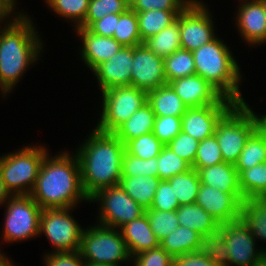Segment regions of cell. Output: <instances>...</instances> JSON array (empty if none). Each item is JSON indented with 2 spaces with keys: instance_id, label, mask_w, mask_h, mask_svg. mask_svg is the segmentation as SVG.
Here are the masks:
<instances>
[{
  "instance_id": "cell-53",
  "label": "cell",
  "mask_w": 266,
  "mask_h": 266,
  "mask_svg": "<svg viewBox=\"0 0 266 266\" xmlns=\"http://www.w3.org/2000/svg\"><path fill=\"white\" fill-rule=\"evenodd\" d=\"M1 252V251H0ZM7 259V257L4 256L3 253H0V266H14L12 262Z\"/></svg>"
},
{
  "instance_id": "cell-10",
  "label": "cell",
  "mask_w": 266,
  "mask_h": 266,
  "mask_svg": "<svg viewBox=\"0 0 266 266\" xmlns=\"http://www.w3.org/2000/svg\"><path fill=\"white\" fill-rule=\"evenodd\" d=\"M72 208L42 209L39 221V234L46 235L54 252H74L80 250L82 228L70 216Z\"/></svg>"
},
{
  "instance_id": "cell-39",
  "label": "cell",
  "mask_w": 266,
  "mask_h": 266,
  "mask_svg": "<svg viewBox=\"0 0 266 266\" xmlns=\"http://www.w3.org/2000/svg\"><path fill=\"white\" fill-rule=\"evenodd\" d=\"M163 146L164 144L155 137L153 132H150L129 140L125 144V150L135 157L151 159L159 156Z\"/></svg>"
},
{
  "instance_id": "cell-51",
  "label": "cell",
  "mask_w": 266,
  "mask_h": 266,
  "mask_svg": "<svg viewBox=\"0 0 266 266\" xmlns=\"http://www.w3.org/2000/svg\"><path fill=\"white\" fill-rule=\"evenodd\" d=\"M15 7V0H0V22L9 17ZM2 20V21H1Z\"/></svg>"
},
{
  "instance_id": "cell-1",
  "label": "cell",
  "mask_w": 266,
  "mask_h": 266,
  "mask_svg": "<svg viewBox=\"0 0 266 266\" xmlns=\"http://www.w3.org/2000/svg\"><path fill=\"white\" fill-rule=\"evenodd\" d=\"M85 141L75 155L82 188L90 198L98 190L120 184L125 144L114 133L96 128Z\"/></svg>"
},
{
  "instance_id": "cell-42",
  "label": "cell",
  "mask_w": 266,
  "mask_h": 266,
  "mask_svg": "<svg viewBox=\"0 0 266 266\" xmlns=\"http://www.w3.org/2000/svg\"><path fill=\"white\" fill-rule=\"evenodd\" d=\"M157 157L141 159L129 154L126 150L122 157V176L158 177Z\"/></svg>"
},
{
  "instance_id": "cell-12",
  "label": "cell",
  "mask_w": 266,
  "mask_h": 266,
  "mask_svg": "<svg viewBox=\"0 0 266 266\" xmlns=\"http://www.w3.org/2000/svg\"><path fill=\"white\" fill-rule=\"evenodd\" d=\"M89 201H98L101 204L99 224L116 229L141 217L146 210L136 203L120 184L98 190Z\"/></svg>"
},
{
  "instance_id": "cell-45",
  "label": "cell",
  "mask_w": 266,
  "mask_h": 266,
  "mask_svg": "<svg viewBox=\"0 0 266 266\" xmlns=\"http://www.w3.org/2000/svg\"><path fill=\"white\" fill-rule=\"evenodd\" d=\"M181 117L156 116L153 127V134L164 145H167L181 132Z\"/></svg>"
},
{
  "instance_id": "cell-3",
  "label": "cell",
  "mask_w": 266,
  "mask_h": 266,
  "mask_svg": "<svg viewBox=\"0 0 266 266\" xmlns=\"http://www.w3.org/2000/svg\"><path fill=\"white\" fill-rule=\"evenodd\" d=\"M12 21L0 30V86L5 95L17 84L29 64L38 60L42 50L38 32L26 14L19 13Z\"/></svg>"
},
{
  "instance_id": "cell-49",
  "label": "cell",
  "mask_w": 266,
  "mask_h": 266,
  "mask_svg": "<svg viewBox=\"0 0 266 266\" xmlns=\"http://www.w3.org/2000/svg\"><path fill=\"white\" fill-rule=\"evenodd\" d=\"M45 258L46 266H85V261H83L79 250L74 252H52L46 255Z\"/></svg>"
},
{
  "instance_id": "cell-41",
  "label": "cell",
  "mask_w": 266,
  "mask_h": 266,
  "mask_svg": "<svg viewBox=\"0 0 266 266\" xmlns=\"http://www.w3.org/2000/svg\"><path fill=\"white\" fill-rule=\"evenodd\" d=\"M224 162L219 143L215 135L200 141L197 154L191 168L198 171L201 168L210 167Z\"/></svg>"
},
{
  "instance_id": "cell-52",
  "label": "cell",
  "mask_w": 266,
  "mask_h": 266,
  "mask_svg": "<svg viewBox=\"0 0 266 266\" xmlns=\"http://www.w3.org/2000/svg\"><path fill=\"white\" fill-rule=\"evenodd\" d=\"M12 195L10 192L6 189L5 184L2 180L1 174H0V204L7 202V200L11 197Z\"/></svg>"
},
{
  "instance_id": "cell-47",
  "label": "cell",
  "mask_w": 266,
  "mask_h": 266,
  "mask_svg": "<svg viewBox=\"0 0 266 266\" xmlns=\"http://www.w3.org/2000/svg\"><path fill=\"white\" fill-rule=\"evenodd\" d=\"M180 207L168 180H160L152 206L149 209L161 211H176Z\"/></svg>"
},
{
  "instance_id": "cell-29",
  "label": "cell",
  "mask_w": 266,
  "mask_h": 266,
  "mask_svg": "<svg viewBox=\"0 0 266 266\" xmlns=\"http://www.w3.org/2000/svg\"><path fill=\"white\" fill-rule=\"evenodd\" d=\"M183 10H150L136 12L142 42L169 27Z\"/></svg>"
},
{
  "instance_id": "cell-50",
  "label": "cell",
  "mask_w": 266,
  "mask_h": 266,
  "mask_svg": "<svg viewBox=\"0 0 266 266\" xmlns=\"http://www.w3.org/2000/svg\"><path fill=\"white\" fill-rule=\"evenodd\" d=\"M118 21L119 14H108L94 21L87 29L98 36L113 37Z\"/></svg>"
},
{
  "instance_id": "cell-13",
  "label": "cell",
  "mask_w": 266,
  "mask_h": 266,
  "mask_svg": "<svg viewBox=\"0 0 266 266\" xmlns=\"http://www.w3.org/2000/svg\"><path fill=\"white\" fill-rule=\"evenodd\" d=\"M207 10L204 5H188L179 14L181 49L193 51L216 37L212 17Z\"/></svg>"
},
{
  "instance_id": "cell-31",
  "label": "cell",
  "mask_w": 266,
  "mask_h": 266,
  "mask_svg": "<svg viewBox=\"0 0 266 266\" xmlns=\"http://www.w3.org/2000/svg\"><path fill=\"white\" fill-rule=\"evenodd\" d=\"M143 44L163 59L181 49L179 15L174 23L145 40Z\"/></svg>"
},
{
  "instance_id": "cell-18",
  "label": "cell",
  "mask_w": 266,
  "mask_h": 266,
  "mask_svg": "<svg viewBox=\"0 0 266 266\" xmlns=\"http://www.w3.org/2000/svg\"><path fill=\"white\" fill-rule=\"evenodd\" d=\"M233 105L188 108L181 117V131L202 141L214 134L217 122Z\"/></svg>"
},
{
  "instance_id": "cell-48",
  "label": "cell",
  "mask_w": 266,
  "mask_h": 266,
  "mask_svg": "<svg viewBox=\"0 0 266 266\" xmlns=\"http://www.w3.org/2000/svg\"><path fill=\"white\" fill-rule=\"evenodd\" d=\"M135 266H173L174 258L161 246L143 251L132 257Z\"/></svg>"
},
{
  "instance_id": "cell-55",
  "label": "cell",
  "mask_w": 266,
  "mask_h": 266,
  "mask_svg": "<svg viewBox=\"0 0 266 266\" xmlns=\"http://www.w3.org/2000/svg\"><path fill=\"white\" fill-rule=\"evenodd\" d=\"M263 2V7H264V10H265V14H266V0H261Z\"/></svg>"
},
{
  "instance_id": "cell-40",
  "label": "cell",
  "mask_w": 266,
  "mask_h": 266,
  "mask_svg": "<svg viewBox=\"0 0 266 266\" xmlns=\"http://www.w3.org/2000/svg\"><path fill=\"white\" fill-rule=\"evenodd\" d=\"M90 0H48L47 4L56 14L71 19L78 28L85 20Z\"/></svg>"
},
{
  "instance_id": "cell-2",
  "label": "cell",
  "mask_w": 266,
  "mask_h": 266,
  "mask_svg": "<svg viewBox=\"0 0 266 266\" xmlns=\"http://www.w3.org/2000/svg\"><path fill=\"white\" fill-rule=\"evenodd\" d=\"M30 196L42 208H73L77 202L89 201L85 194L77 156L63 152L53 158L46 154Z\"/></svg>"
},
{
  "instance_id": "cell-19",
  "label": "cell",
  "mask_w": 266,
  "mask_h": 266,
  "mask_svg": "<svg viewBox=\"0 0 266 266\" xmlns=\"http://www.w3.org/2000/svg\"><path fill=\"white\" fill-rule=\"evenodd\" d=\"M237 17L238 30L249 44L266 42V14L261 0L242 2Z\"/></svg>"
},
{
  "instance_id": "cell-26",
  "label": "cell",
  "mask_w": 266,
  "mask_h": 266,
  "mask_svg": "<svg viewBox=\"0 0 266 266\" xmlns=\"http://www.w3.org/2000/svg\"><path fill=\"white\" fill-rule=\"evenodd\" d=\"M155 117L151 105L147 102L113 133L126 144L131 139L153 132Z\"/></svg>"
},
{
  "instance_id": "cell-33",
  "label": "cell",
  "mask_w": 266,
  "mask_h": 266,
  "mask_svg": "<svg viewBox=\"0 0 266 266\" xmlns=\"http://www.w3.org/2000/svg\"><path fill=\"white\" fill-rule=\"evenodd\" d=\"M180 206L195 203L201 185L198 172L191 168L168 179Z\"/></svg>"
},
{
  "instance_id": "cell-8",
  "label": "cell",
  "mask_w": 266,
  "mask_h": 266,
  "mask_svg": "<svg viewBox=\"0 0 266 266\" xmlns=\"http://www.w3.org/2000/svg\"><path fill=\"white\" fill-rule=\"evenodd\" d=\"M79 251L85 263L120 266L132 258L119 229L101 224L82 230Z\"/></svg>"
},
{
  "instance_id": "cell-11",
  "label": "cell",
  "mask_w": 266,
  "mask_h": 266,
  "mask_svg": "<svg viewBox=\"0 0 266 266\" xmlns=\"http://www.w3.org/2000/svg\"><path fill=\"white\" fill-rule=\"evenodd\" d=\"M3 239L20 241L39 234L42 208L30 195H12L8 199Z\"/></svg>"
},
{
  "instance_id": "cell-43",
  "label": "cell",
  "mask_w": 266,
  "mask_h": 266,
  "mask_svg": "<svg viewBox=\"0 0 266 266\" xmlns=\"http://www.w3.org/2000/svg\"><path fill=\"white\" fill-rule=\"evenodd\" d=\"M173 266H222L213 244L205 249L174 257Z\"/></svg>"
},
{
  "instance_id": "cell-28",
  "label": "cell",
  "mask_w": 266,
  "mask_h": 266,
  "mask_svg": "<svg viewBox=\"0 0 266 266\" xmlns=\"http://www.w3.org/2000/svg\"><path fill=\"white\" fill-rule=\"evenodd\" d=\"M261 163H266V123H262L247 139L234 166L237 170H244Z\"/></svg>"
},
{
  "instance_id": "cell-37",
  "label": "cell",
  "mask_w": 266,
  "mask_h": 266,
  "mask_svg": "<svg viewBox=\"0 0 266 266\" xmlns=\"http://www.w3.org/2000/svg\"><path fill=\"white\" fill-rule=\"evenodd\" d=\"M158 178L160 180H168L177 174H182L191 169V166L169 149L163 146L159 156L157 157Z\"/></svg>"
},
{
  "instance_id": "cell-34",
  "label": "cell",
  "mask_w": 266,
  "mask_h": 266,
  "mask_svg": "<svg viewBox=\"0 0 266 266\" xmlns=\"http://www.w3.org/2000/svg\"><path fill=\"white\" fill-rule=\"evenodd\" d=\"M113 38L122 46L135 47L143 44L136 11L129 8L126 12L119 14Z\"/></svg>"
},
{
  "instance_id": "cell-23",
  "label": "cell",
  "mask_w": 266,
  "mask_h": 266,
  "mask_svg": "<svg viewBox=\"0 0 266 266\" xmlns=\"http://www.w3.org/2000/svg\"><path fill=\"white\" fill-rule=\"evenodd\" d=\"M209 245L210 243L198 232L183 226H178L160 242V246L173 258L201 251Z\"/></svg>"
},
{
  "instance_id": "cell-54",
  "label": "cell",
  "mask_w": 266,
  "mask_h": 266,
  "mask_svg": "<svg viewBox=\"0 0 266 266\" xmlns=\"http://www.w3.org/2000/svg\"><path fill=\"white\" fill-rule=\"evenodd\" d=\"M85 266H112V265L85 263Z\"/></svg>"
},
{
  "instance_id": "cell-36",
  "label": "cell",
  "mask_w": 266,
  "mask_h": 266,
  "mask_svg": "<svg viewBox=\"0 0 266 266\" xmlns=\"http://www.w3.org/2000/svg\"><path fill=\"white\" fill-rule=\"evenodd\" d=\"M129 8L130 0H90L86 18L79 27L88 28L108 14H122Z\"/></svg>"
},
{
  "instance_id": "cell-7",
  "label": "cell",
  "mask_w": 266,
  "mask_h": 266,
  "mask_svg": "<svg viewBox=\"0 0 266 266\" xmlns=\"http://www.w3.org/2000/svg\"><path fill=\"white\" fill-rule=\"evenodd\" d=\"M46 154L42 146H26L0 157V174L11 195H30Z\"/></svg>"
},
{
  "instance_id": "cell-32",
  "label": "cell",
  "mask_w": 266,
  "mask_h": 266,
  "mask_svg": "<svg viewBox=\"0 0 266 266\" xmlns=\"http://www.w3.org/2000/svg\"><path fill=\"white\" fill-rule=\"evenodd\" d=\"M241 218L256 239L266 240V198H250L242 203Z\"/></svg>"
},
{
  "instance_id": "cell-56",
  "label": "cell",
  "mask_w": 266,
  "mask_h": 266,
  "mask_svg": "<svg viewBox=\"0 0 266 266\" xmlns=\"http://www.w3.org/2000/svg\"><path fill=\"white\" fill-rule=\"evenodd\" d=\"M256 266H266V259L262 263H260V264H258Z\"/></svg>"
},
{
  "instance_id": "cell-4",
  "label": "cell",
  "mask_w": 266,
  "mask_h": 266,
  "mask_svg": "<svg viewBox=\"0 0 266 266\" xmlns=\"http://www.w3.org/2000/svg\"><path fill=\"white\" fill-rule=\"evenodd\" d=\"M195 74L215 87L234 103H245L239 90L240 69L227 45L215 37L209 43L192 51Z\"/></svg>"
},
{
  "instance_id": "cell-27",
  "label": "cell",
  "mask_w": 266,
  "mask_h": 266,
  "mask_svg": "<svg viewBox=\"0 0 266 266\" xmlns=\"http://www.w3.org/2000/svg\"><path fill=\"white\" fill-rule=\"evenodd\" d=\"M160 179L154 176H122L120 186L144 209H149Z\"/></svg>"
},
{
  "instance_id": "cell-44",
  "label": "cell",
  "mask_w": 266,
  "mask_h": 266,
  "mask_svg": "<svg viewBox=\"0 0 266 266\" xmlns=\"http://www.w3.org/2000/svg\"><path fill=\"white\" fill-rule=\"evenodd\" d=\"M188 5L203 6L197 0H130V8L136 12L158 10H184Z\"/></svg>"
},
{
  "instance_id": "cell-20",
  "label": "cell",
  "mask_w": 266,
  "mask_h": 266,
  "mask_svg": "<svg viewBox=\"0 0 266 266\" xmlns=\"http://www.w3.org/2000/svg\"><path fill=\"white\" fill-rule=\"evenodd\" d=\"M76 29L83 40L82 59L91 71L102 62L109 60L123 47L113 37L98 36L87 28L78 27Z\"/></svg>"
},
{
  "instance_id": "cell-17",
  "label": "cell",
  "mask_w": 266,
  "mask_h": 266,
  "mask_svg": "<svg viewBox=\"0 0 266 266\" xmlns=\"http://www.w3.org/2000/svg\"><path fill=\"white\" fill-rule=\"evenodd\" d=\"M132 63L133 47L123 46L113 57L98 65L92 72L97 76L101 91L131 86Z\"/></svg>"
},
{
  "instance_id": "cell-38",
  "label": "cell",
  "mask_w": 266,
  "mask_h": 266,
  "mask_svg": "<svg viewBox=\"0 0 266 266\" xmlns=\"http://www.w3.org/2000/svg\"><path fill=\"white\" fill-rule=\"evenodd\" d=\"M145 213L148 217L150 228L160 242L180 226L176 211L146 209Z\"/></svg>"
},
{
  "instance_id": "cell-14",
  "label": "cell",
  "mask_w": 266,
  "mask_h": 266,
  "mask_svg": "<svg viewBox=\"0 0 266 266\" xmlns=\"http://www.w3.org/2000/svg\"><path fill=\"white\" fill-rule=\"evenodd\" d=\"M131 86L146 93L167 84L164 59L144 44L133 47Z\"/></svg>"
},
{
  "instance_id": "cell-30",
  "label": "cell",
  "mask_w": 266,
  "mask_h": 266,
  "mask_svg": "<svg viewBox=\"0 0 266 266\" xmlns=\"http://www.w3.org/2000/svg\"><path fill=\"white\" fill-rule=\"evenodd\" d=\"M237 171L239 187L244 200L266 198V163Z\"/></svg>"
},
{
  "instance_id": "cell-35",
  "label": "cell",
  "mask_w": 266,
  "mask_h": 266,
  "mask_svg": "<svg viewBox=\"0 0 266 266\" xmlns=\"http://www.w3.org/2000/svg\"><path fill=\"white\" fill-rule=\"evenodd\" d=\"M167 83L175 79L195 74V63L192 51L179 49L164 58Z\"/></svg>"
},
{
  "instance_id": "cell-24",
  "label": "cell",
  "mask_w": 266,
  "mask_h": 266,
  "mask_svg": "<svg viewBox=\"0 0 266 266\" xmlns=\"http://www.w3.org/2000/svg\"><path fill=\"white\" fill-rule=\"evenodd\" d=\"M201 184L217 188L224 193H242L239 187L238 171L234 164L222 162L198 171Z\"/></svg>"
},
{
  "instance_id": "cell-22",
  "label": "cell",
  "mask_w": 266,
  "mask_h": 266,
  "mask_svg": "<svg viewBox=\"0 0 266 266\" xmlns=\"http://www.w3.org/2000/svg\"><path fill=\"white\" fill-rule=\"evenodd\" d=\"M131 257L152 248L160 246V241L154 235L146 213L119 228Z\"/></svg>"
},
{
  "instance_id": "cell-9",
  "label": "cell",
  "mask_w": 266,
  "mask_h": 266,
  "mask_svg": "<svg viewBox=\"0 0 266 266\" xmlns=\"http://www.w3.org/2000/svg\"><path fill=\"white\" fill-rule=\"evenodd\" d=\"M102 96V114L96 129L105 133H113L147 103V93L133 86L104 90Z\"/></svg>"
},
{
  "instance_id": "cell-25",
  "label": "cell",
  "mask_w": 266,
  "mask_h": 266,
  "mask_svg": "<svg viewBox=\"0 0 266 266\" xmlns=\"http://www.w3.org/2000/svg\"><path fill=\"white\" fill-rule=\"evenodd\" d=\"M147 102L151 105L155 116L182 117L188 109L168 83L148 92Z\"/></svg>"
},
{
  "instance_id": "cell-46",
  "label": "cell",
  "mask_w": 266,
  "mask_h": 266,
  "mask_svg": "<svg viewBox=\"0 0 266 266\" xmlns=\"http://www.w3.org/2000/svg\"><path fill=\"white\" fill-rule=\"evenodd\" d=\"M199 143L200 141L181 131L166 146L192 167Z\"/></svg>"
},
{
  "instance_id": "cell-5",
  "label": "cell",
  "mask_w": 266,
  "mask_h": 266,
  "mask_svg": "<svg viewBox=\"0 0 266 266\" xmlns=\"http://www.w3.org/2000/svg\"><path fill=\"white\" fill-rule=\"evenodd\" d=\"M266 115L257 116L247 103H235L217 122L214 135L224 162L235 164L247 139L262 124Z\"/></svg>"
},
{
  "instance_id": "cell-16",
  "label": "cell",
  "mask_w": 266,
  "mask_h": 266,
  "mask_svg": "<svg viewBox=\"0 0 266 266\" xmlns=\"http://www.w3.org/2000/svg\"><path fill=\"white\" fill-rule=\"evenodd\" d=\"M242 193H224L217 188L201 184L195 203L202 207L219 224L241 218Z\"/></svg>"
},
{
  "instance_id": "cell-15",
  "label": "cell",
  "mask_w": 266,
  "mask_h": 266,
  "mask_svg": "<svg viewBox=\"0 0 266 266\" xmlns=\"http://www.w3.org/2000/svg\"><path fill=\"white\" fill-rule=\"evenodd\" d=\"M168 84L188 108L235 104L197 74L169 81Z\"/></svg>"
},
{
  "instance_id": "cell-21",
  "label": "cell",
  "mask_w": 266,
  "mask_h": 266,
  "mask_svg": "<svg viewBox=\"0 0 266 266\" xmlns=\"http://www.w3.org/2000/svg\"><path fill=\"white\" fill-rule=\"evenodd\" d=\"M180 226L190 228L202 235L210 244L217 238L220 224L196 203L180 206L177 210Z\"/></svg>"
},
{
  "instance_id": "cell-6",
  "label": "cell",
  "mask_w": 266,
  "mask_h": 266,
  "mask_svg": "<svg viewBox=\"0 0 266 266\" xmlns=\"http://www.w3.org/2000/svg\"><path fill=\"white\" fill-rule=\"evenodd\" d=\"M255 239L242 218L220 224L213 245L222 266H256L262 263L266 259V251L255 249Z\"/></svg>"
}]
</instances>
